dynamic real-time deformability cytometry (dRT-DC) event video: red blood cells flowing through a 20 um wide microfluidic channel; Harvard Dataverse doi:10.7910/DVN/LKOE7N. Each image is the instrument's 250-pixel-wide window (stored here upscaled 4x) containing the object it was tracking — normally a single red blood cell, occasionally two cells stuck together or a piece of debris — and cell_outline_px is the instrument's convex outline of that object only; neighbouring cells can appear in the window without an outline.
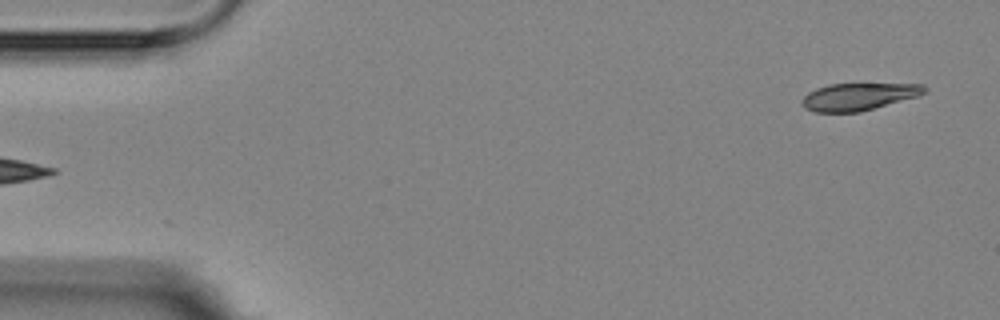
{"species": "Egyptian fruit bat (a non-hibernating species)", "species_latin": "Rousettus aegyptiacus", "temperature_condition": "room temperature", "stored_images_in_passage": 4, "segment_of_instrument_passage": [2, 2], "camera_frame_rate_fps": 3000, "um_per_image_px": 0.085, "animal": {"sex": "female"}, "frame": {"image": 1, "passage_image": 4, "time_ms": 4.667, "image_size_px": [1000, 320], "cell_outline_px": [[928, 88], [924, 92], [916, 96], [860, 112], [816, 112], [804, 108], [800, 100], [808, 92], [816, 88], [828, 84], [924, 84]], "centroid_in_image_um": [72.92, 8.21], "position_along_channel_um": 12.1, "area_um2": 19.31}}